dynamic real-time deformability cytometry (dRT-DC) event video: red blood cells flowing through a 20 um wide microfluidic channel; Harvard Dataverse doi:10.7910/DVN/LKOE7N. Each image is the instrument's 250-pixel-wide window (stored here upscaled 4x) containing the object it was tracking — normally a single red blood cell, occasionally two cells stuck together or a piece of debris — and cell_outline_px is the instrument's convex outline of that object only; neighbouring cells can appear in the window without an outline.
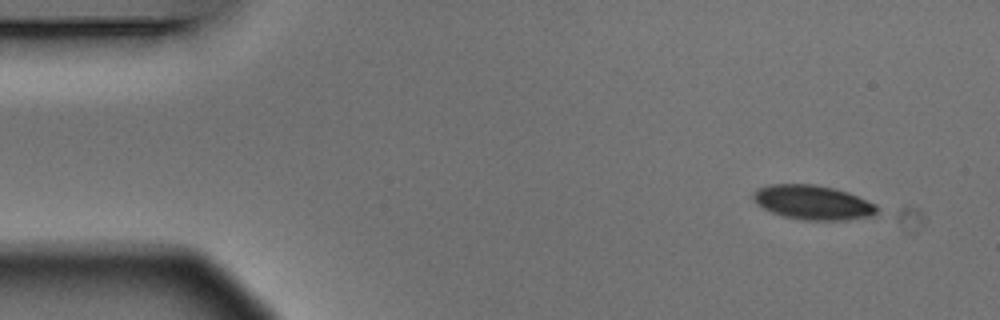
{"species": "Egyptian fruit bat (a non-hibernating species)", "species_latin": "Rousettus aegyptiacus", "temperature_condition": "warm", "stored_images_in_passage": 5, "segment_of_instrument_passage": [2, 2], "camera_frame_rate_fps": 3000, "um_per_image_px": 0.085, "animal": {"sex": "male"}, "frame": {"image": 1, "passage_image": 5, "time_ms": 1.333, "image_size_px": [1000, 320], "cell_outline_px": [[876, 212], [872, 216], [848, 220], [804, 220], [784, 216], [772, 212], [756, 204], [752, 196], [752, 192], [756, 188], [772, 184], [812, 184], [836, 188], [848, 192], [876, 204]], "centroid_in_image_um": [69.07, 17.2], "position_along_channel_um": 15.9, "area_um2": 24.85}}